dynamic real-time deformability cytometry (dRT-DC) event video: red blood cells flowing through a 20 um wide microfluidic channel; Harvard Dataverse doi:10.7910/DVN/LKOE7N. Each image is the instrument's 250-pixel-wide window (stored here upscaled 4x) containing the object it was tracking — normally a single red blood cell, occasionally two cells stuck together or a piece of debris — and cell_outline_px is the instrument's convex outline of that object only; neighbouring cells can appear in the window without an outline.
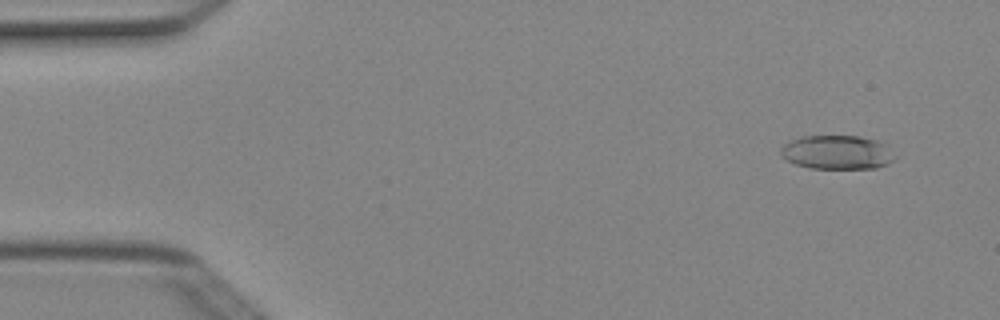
{"species": "Egyptian fruit bat (a non-hibernating species)", "species_latin": "Rousettus aegyptiacus", "temperature_condition": "cold", "stored_images_in_passage": 5, "camera_frame_rate_fps": 3000, "um_per_image_px": 0.085, "animal": {"sex": "female"}, "frame": {"image": 1, "passage_image": 2, "time_ms": 0.333, "image_size_px": [1000, 320], "cell_outline_px": [[896, 156], [888, 164], [876, 168], [812, 168], [796, 164], [780, 156], [780, 148], [784, 144], [800, 136], [860, 136], [876, 140], [888, 144]], "centroid_in_image_um": [71.18, 12.94], "position_along_channel_um": 13.8, "area_um2": 22.72}}